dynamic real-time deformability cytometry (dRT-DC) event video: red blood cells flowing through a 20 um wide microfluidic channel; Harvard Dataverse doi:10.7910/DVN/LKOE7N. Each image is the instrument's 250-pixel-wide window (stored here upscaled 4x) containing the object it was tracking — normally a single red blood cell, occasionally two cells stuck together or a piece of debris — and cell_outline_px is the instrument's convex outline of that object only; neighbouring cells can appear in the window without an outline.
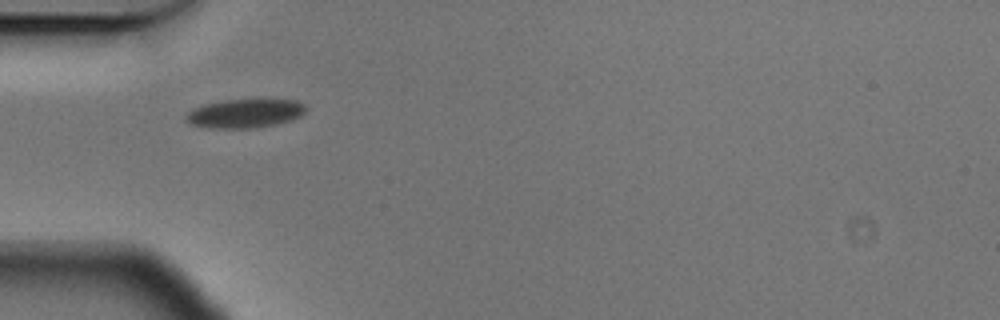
{"species": "Egyptian fruit bat (a non-hibernating species)", "species_latin": "Rousettus aegyptiacus", "temperature_condition": "cold", "stored_images_in_passage": 11, "camera_frame_rate_fps": 3000, "um_per_image_px": 0.085, "animal": {"sex": "male"}, "frame": {"image": 1, "passage_image": 1, "time_ms": 0.0, "image_size_px": [1000, 320], "cell_outline_px": [[308, 108], [300, 116], [292, 120], [276, 124], [256, 128], [208, 128], [192, 124], [184, 120], [184, 116], [188, 112], [204, 104], [224, 100], [296, 100], [304, 104]], "centroid_in_image_um": [20.83, 9.65], "position_along_channel_um": 64.2, "area_um2": 20.11}}
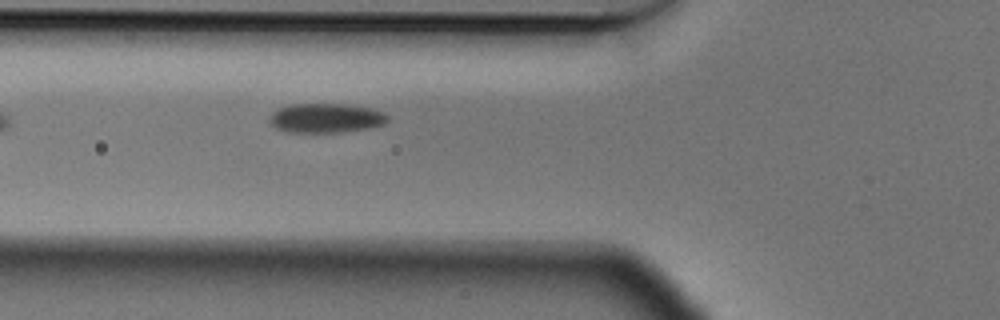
{"frame": {"image": 2, "passage_image": 4, "time_ms": 1.0, "image_size_px": [1000, 320], "cell_outline_px": [[388, 120], [384, 124], [372, 128], [340, 132], [284, 132], [276, 128], [268, 120], [268, 116], [272, 112], [288, 104], [344, 104], [372, 108], [384, 112], [388, 116]], "centroid_in_image_um": [27.7, 10.03], "position_along_channel_um": 98.1, "area_um2": 20.46}}
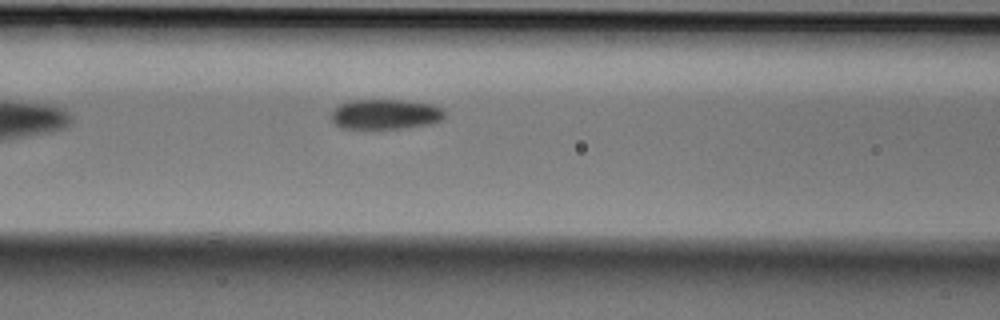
{"frame": {"image": 3, "passage_image": 7, "time_ms": 2.0, "image_size_px": [1000, 320], "cell_outline_px": [[444, 116], [440, 120], [432, 124], [400, 128], [340, 128], [332, 120], [332, 108], [340, 104], [352, 100], [404, 100], [432, 104], [440, 108], [444, 112]], "centroid_in_image_um": [32.74, 9.7], "position_along_channel_um": 133.9, "area_um2": 19.77}}